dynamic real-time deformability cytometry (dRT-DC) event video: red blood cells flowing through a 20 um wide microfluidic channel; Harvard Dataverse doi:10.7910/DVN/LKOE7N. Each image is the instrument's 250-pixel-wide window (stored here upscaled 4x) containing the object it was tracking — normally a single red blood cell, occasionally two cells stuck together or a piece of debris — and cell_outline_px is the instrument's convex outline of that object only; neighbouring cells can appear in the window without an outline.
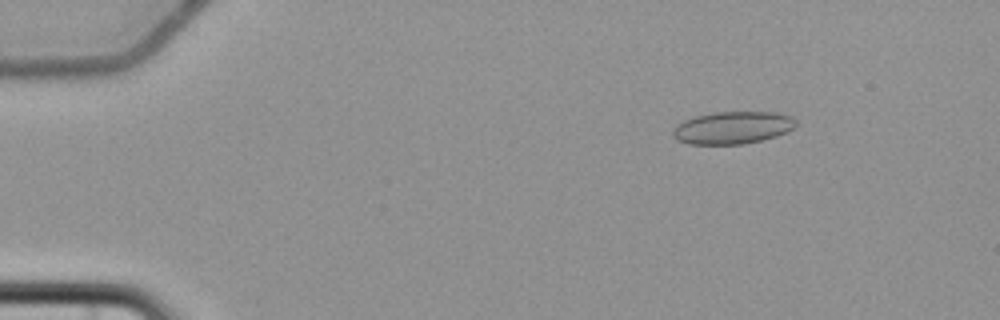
{"species": "common noctule bat (a hibernating species)", "species_latin": "Nyctalus noctula", "temperature_condition": "cold", "stored_images_in_passage": 5, "camera_frame_rate_fps": 3000, "um_per_image_px": 0.085, "animal": {"sex": "female", "body_mass_g": 22.7, "forearm_length_mm": 54.2}, "frame": {"image": 1, "passage_image": 3, "time_ms": 2.333, "image_size_px": [1000, 320], "cell_outline_px": [[796, 124], [792, 128], [776, 136], [744, 144], [688, 144], [676, 140], [672, 136], [672, 128], [676, 124], [684, 120], [696, 116], [716, 112], [776, 112], [792, 116], [796, 120]], "centroid_in_image_um": [62.22, 10.85], "position_along_channel_um": 22.8, "area_um2": 23.29}}